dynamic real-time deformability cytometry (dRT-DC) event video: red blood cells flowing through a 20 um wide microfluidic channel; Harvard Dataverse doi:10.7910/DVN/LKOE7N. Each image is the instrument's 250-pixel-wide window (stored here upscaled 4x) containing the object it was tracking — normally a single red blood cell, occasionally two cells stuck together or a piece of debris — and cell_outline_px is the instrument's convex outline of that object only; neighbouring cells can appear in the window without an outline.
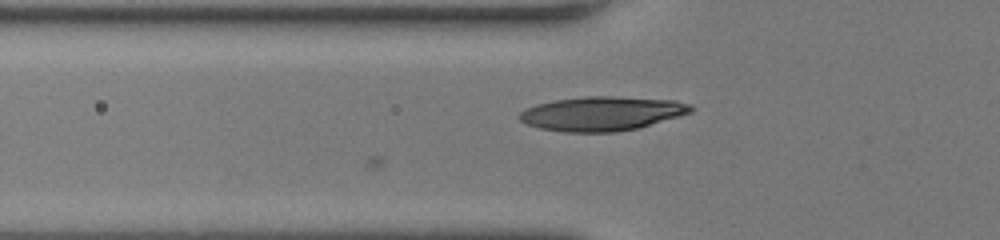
{"species": "human", "species_latin": "Homo sapiens", "temperature_condition": "room temperature", "stored_images_in_passage": 38, "camera_frame_rate_fps": 3000, "um_per_image_px": 0.085, "donor": {"sex": "female"}, "frame": {"image": 1, "passage_image": 5, "time_ms": 1.333, "image_size_px": [1000, 240], "cell_outline_px": [[696, 108], [692, 112], [680, 116], [640, 128], [616, 132], [564, 132], [540, 128], [528, 124], [520, 120], [516, 116], [520, 112], [536, 104], [552, 100], [584, 96], [612, 96], [676, 100], [692, 104]], "centroid_in_image_um": [51.21, 9.65], "position_along_channel_um": 74.6, "area_um2": 34.56}}
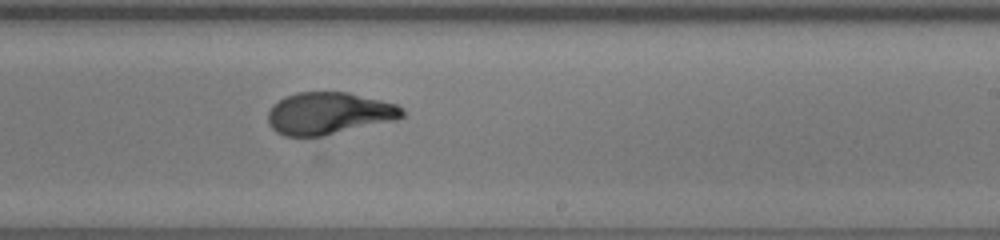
{"frame": {"image": 2, "passage_image": 19, "time_ms": 6.0, "image_size_px": [1000, 240], "cell_outline_px": [[404, 116], [396, 120], [324, 136], [284, 136], [276, 132], [268, 124], [268, 112], [272, 104], [284, 96], [296, 92], [348, 92], [396, 104], [404, 108]], "centroid_in_image_um": [27.94, 9.63], "position_along_channel_um": 261.1, "area_um2": 33.23}}
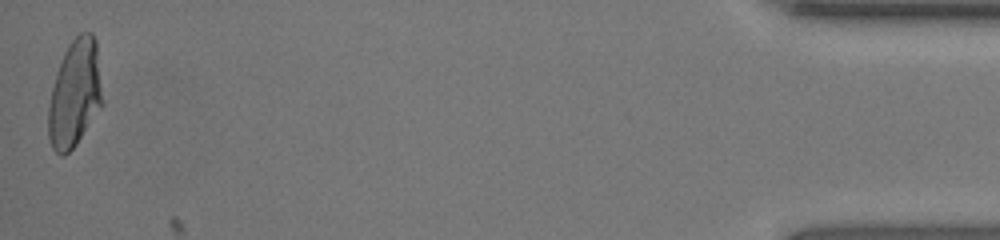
{"frame": {"image": 3, "passage_image": 38, "time_ms": 12.333, "image_size_px": [1000, 240], "cell_outline_px": [[104, 104], [76, 144], [64, 156], [60, 156], [52, 148], [48, 136], [48, 104], [56, 72], [64, 52], [68, 44], [80, 32], [92, 32], [96, 40], [104, 100]], "centroid_in_image_um": [6.37, 7.95], "position_along_channel_um": 428.8, "area_um2": 34.28}, "authors_computed_cell_mechanics": {"area_um2": 33.4084, "velocity_mm_per_s": 4.0278, "shape_relaxation_time_tau1_ms": 4.9652, "shape_relaxation_time_tau2_ms": 0.6587, "deformation_change_tau1": 0.2287, "deformation_change_tau2": 0.0546}}